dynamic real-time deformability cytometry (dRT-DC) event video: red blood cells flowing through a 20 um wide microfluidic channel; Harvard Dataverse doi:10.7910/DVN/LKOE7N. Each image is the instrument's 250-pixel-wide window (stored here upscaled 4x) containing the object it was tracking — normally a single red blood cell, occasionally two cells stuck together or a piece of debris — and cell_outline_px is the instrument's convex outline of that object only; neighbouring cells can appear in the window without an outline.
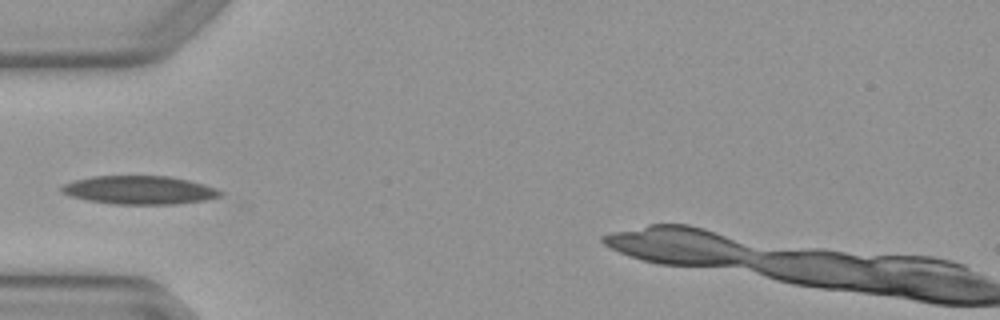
{"species": "Egyptian fruit bat (a non-hibernating species)", "species_latin": "Rousettus aegyptiacus", "temperature_condition": "warm", "stored_images_in_passage": 7, "camera_frame_rate_fps": 3000, "um_per_image_px": 0.085, "animal": {"sex": "female"}, "frame": {"image": 1, "passage_image": 4, "time_ms": 1.0, "image_size_px": [1000, 320], "cell_outline_px": [[224, 192], [220, 196], [204, 200], [176, 204], [112, 204], [88, 200], [72, 196], [60, 192], [60, 188], [64, 184], [76, 180], [92, 176], [168, 176], [188, 180], [204, 184], [216, 188]], "centroid_in_image_um": [11.86, 16.15], "position_along_channel_um": 73.1, "area_um2": 26.18}}